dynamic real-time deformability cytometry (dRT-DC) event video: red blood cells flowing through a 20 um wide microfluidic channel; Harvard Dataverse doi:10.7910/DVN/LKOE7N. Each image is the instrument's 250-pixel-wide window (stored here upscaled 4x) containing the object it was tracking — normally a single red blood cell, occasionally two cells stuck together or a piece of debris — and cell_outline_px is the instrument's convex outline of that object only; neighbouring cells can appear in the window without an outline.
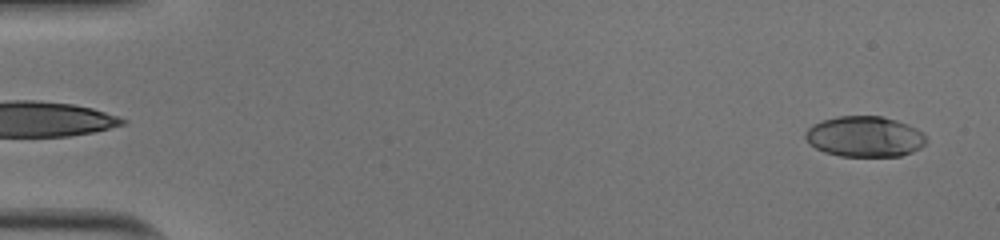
{"species": "human", "species_latin": "Homo sapiens", "temperature_condition": "cold", "stored_images_in_passage": 3, "camera_frame_rate_fps": 3000, "um_per_image_px": 0.085, "donor": {"sex": "male"}, "frame": {"image": 1, "passage_image": 2, "time_ms": 0.333, "image_size_px": [1000, 240], "cell_outline_px": [[928, 140], [920, 148], [912, 152], [900, 156], [840, 156], [824, 152], [816, 148], [804, 136], [804, 132], [812, 124], [836, 116], [880, 116], [896, 120], [908, 124], [924, 132]], "centroid_in_image_um": [73.52, 11.61], "position_along_channel_um": 11.5, "area_um2": 28.73}}